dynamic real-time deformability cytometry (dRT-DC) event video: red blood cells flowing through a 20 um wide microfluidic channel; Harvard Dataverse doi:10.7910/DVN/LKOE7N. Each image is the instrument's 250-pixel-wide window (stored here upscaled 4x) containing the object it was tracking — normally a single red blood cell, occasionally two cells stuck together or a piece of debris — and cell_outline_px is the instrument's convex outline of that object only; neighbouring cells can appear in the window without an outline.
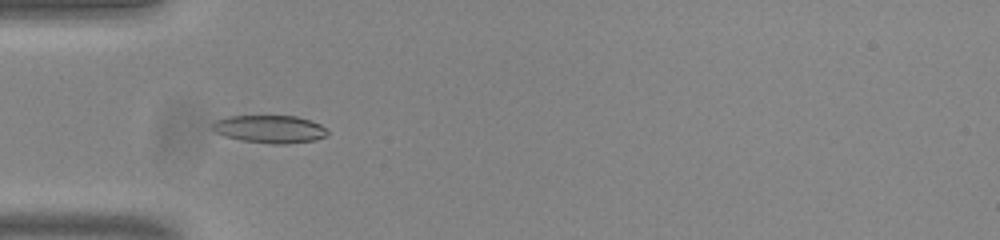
{"species": "common noctule bat (a hibernating species)", "species_latin": "Nyctalus noctula", "temperature_condition": "room temperature", "stored_images_in_passage": 45, "camera_frame_rate_fps": 3000, "um_per_image_px": 0.085, "animal": {"sex": "male", "body_mass_g": 20.0, "forearm_length_mm": 53.3}, "frame": {"image": 1, "passage_image": 8, "time_ms": 2.333, "image_size_px": [1000, 240], "cell_outline_px": [[328, 132], [324, 136], [316, 140], [284, 144], [272, 144], [240, 140], [224, 136], [216, 132], [212, 128], [212, 124], [216, 120], [228, 116], [296, 116], [320, 124]], "centroid_in_image_um": [22.9, 10.98], "position_along_channel_um": 62.1, "area_um2": 18.5}}
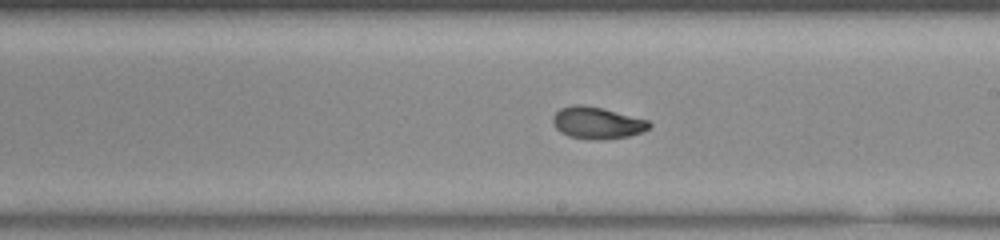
{"frame": {"image": 2, "passage_image": 22, "time_ms": 7.0, "image_size_px": [1000, 240], "cell_outline_px": [[652, 124], [648, 128], [640, 132], [628, 136], [600, 140], [592, 140], [568, 136], [560, 132], [552, 124], [552, 116], [560, 108], [572, 104], [580, 104], [604, 108], [648, 120]], "centroid_in_image_um": [50.71, 10.43], "position_along_channel_um": 238.3, "area_um2": 18.03}}
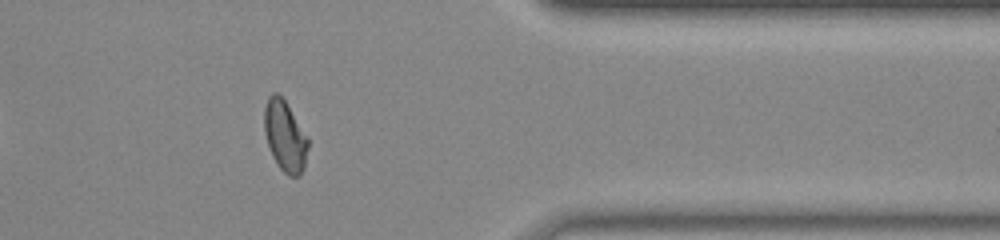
{"frame": {"image": 3, "passage_image": 35, "time_ms": 11.333, "image_size_px": [1000, 240], "cell_outline_px": [[308, 148], [304, 168], [300, 176], [288, 176], [276, 164], [272, 156], [264, 132], [264, 108], [268, 96], [272, 92], [276, 92], [284, 100], [308, 136]], "centroid_in_image_um": [24.22, 11.58], "position_along_channel_um": 387.2, "area_um2": 18.15}, "authors_computed_cell_mechanics": {"area_um2": 17.8602, "velocity_mm_per_s": 3.8164, "shape_relaxation_time_tau1_ms": 5.3497, "shape_relaxation_time_tau2_ms": 1.4109, "deformation_change_tau1": 0.1656, "deformation_change_tau2": 0.0579}}